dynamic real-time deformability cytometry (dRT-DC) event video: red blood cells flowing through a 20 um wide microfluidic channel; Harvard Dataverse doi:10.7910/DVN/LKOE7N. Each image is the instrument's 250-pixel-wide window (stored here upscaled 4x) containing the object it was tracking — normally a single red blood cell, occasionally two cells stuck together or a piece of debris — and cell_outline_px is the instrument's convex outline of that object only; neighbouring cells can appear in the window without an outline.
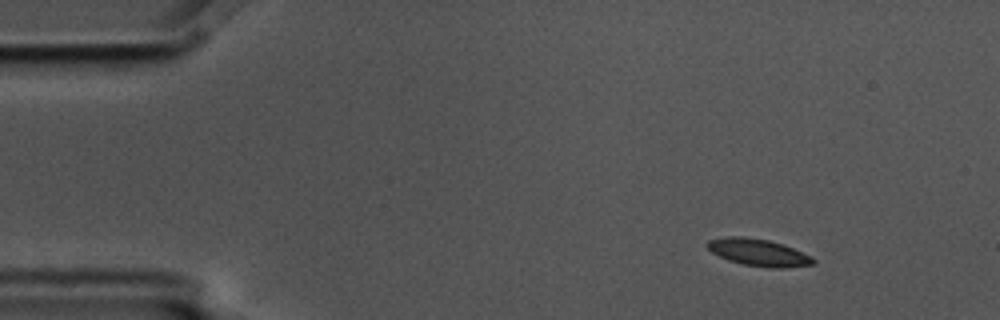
{"species": "common noctule bat (a hibernating species)", "species_latin": "Nyctalus noctula", "temperature_condition": "cold", "stored_images_in_passage": 9, "camera_frame_rate_fps": 3000, "um_per_image_px": 0.085, "animal": {"sex": "male", "body_mass_g": 17.5, "forearm_length_mm": 52.3}, "frame": {"image": 1, "passage_image": 1, "time_ms": 0.0, "image_size_px": [1000, 320], "cell_outline_px": [[816, 260], [812, 264], [784, 268], [768, 268], [744, 264], [728, 260], [712, 252], [704, 244], [708, 240], [728, 236], [744, 236], [768, 240], [784, 244], [812, 256]], "centroid_in_image_um": [64.47, 21.45], "position_along_channel_um": 20.5, "area_um2": 16.76}}
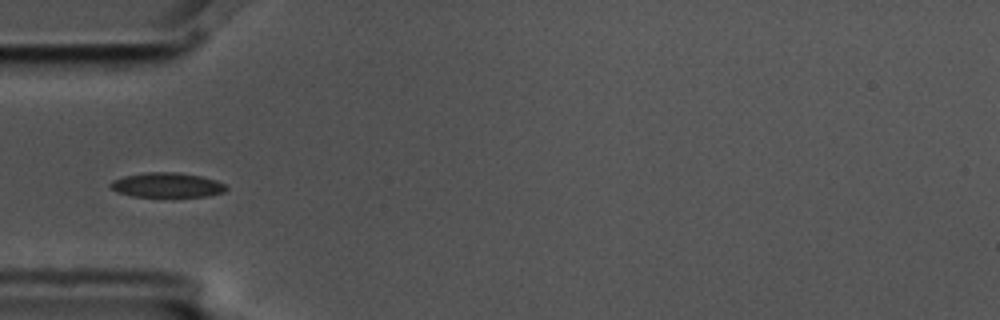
{"frame": {"image": 2, "passage_image": 4, "time_ms": 1.0, "image_size_px": [1000, 320], "cell_outline_px": [[228, 188], [224, 192], [208, 196], [132, 196], [116, 192], [108, 184], [112, 180], [124, 176], [144, 172], [176, 172], [200, 176], [216, 180], [224, 184]], "centroid_in_image_um": [14.17, 15.72], "position_along_channel_um": 70.8, "area_um2": 16.59}}